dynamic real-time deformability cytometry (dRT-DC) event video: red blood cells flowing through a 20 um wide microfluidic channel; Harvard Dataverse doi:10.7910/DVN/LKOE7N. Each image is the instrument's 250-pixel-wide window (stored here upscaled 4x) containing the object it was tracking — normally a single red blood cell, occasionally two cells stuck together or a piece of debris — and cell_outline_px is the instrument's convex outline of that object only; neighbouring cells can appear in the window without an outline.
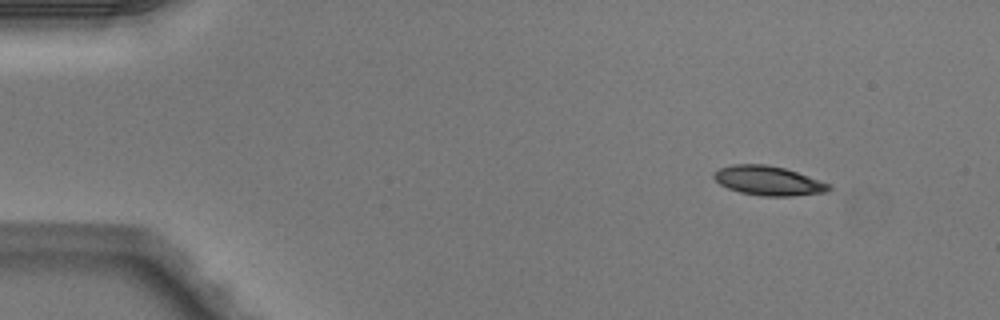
{"species": "Egyptian fruit bat (a non-hibernating species)", "species_latin": "Rousettus aegyptiacus", "temperature_condition": "warm", "stored_images_in_passage": 5, "camera_frame_rate_fps": 3000, "um_per_image_px": 0.085, "animal": {"sex": "male"}, "frame": {"image": 1, "passage_image": 1, "time_ms": 0.0, "image_size_px": [1000, 320], "cell_outline_px": [[832, 188], [828, 192], [792, 196], [760, 196], [740, 192], [728, 188], [720, 184], [712, 176], [712, 172], [720, 168], [732, 164], [768, 164], [784, 168], [832, 184]], "centroid_in_image_um": [65.31, 15.36], "position_along_channel_um": 19.7, "area_um2": 19.83}}
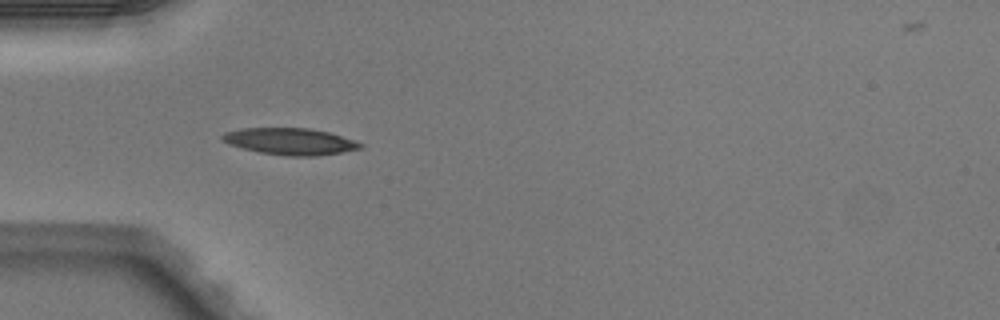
{"frame": {"image": 2, "passage_image": 3, "time_ms": 0.667, "image_size_px": [1000, 320], "cell_outline_px": [[364, 148], [316, 156], [284, 156], [260, 152], [228, 144], [220, 136], [224, 132], [244, 128], [308, 128], [328, 132], [356, 140], [364, 144]], "centroid_in_image_um": [24.7, 12.02], "position_along_channel_um": 60.3, "area_um2": 21.44}}
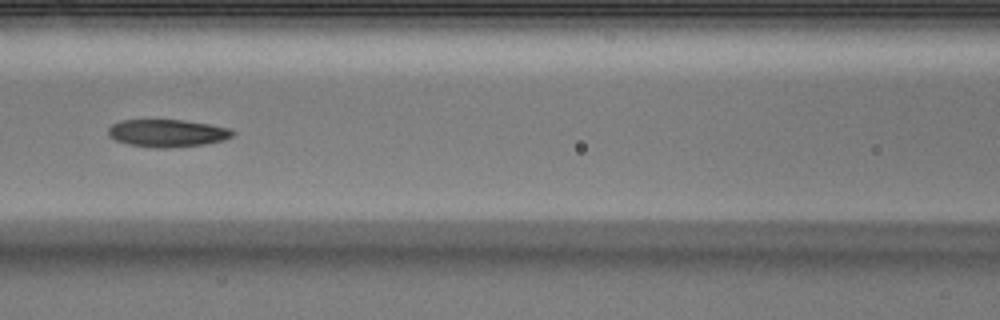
{"frame": {"image": 3, "passage_image": 5, "time_ms": 1.333, "image_size_px": [1000, 320], "cell_outline_px": [[236, 132], [232, 136], [224, 140], [204, 144], [168, 148], [156, 148], [128, 144], [116, 140], [108, 136], [108, 128], [112, 124], [120, 120], [184, 120], [208, 124], [228, 128]], "centroid_in_image_um": [14.2, 11.31], "position_along_channel_um": 152.4, "area_um2": 19.94}}